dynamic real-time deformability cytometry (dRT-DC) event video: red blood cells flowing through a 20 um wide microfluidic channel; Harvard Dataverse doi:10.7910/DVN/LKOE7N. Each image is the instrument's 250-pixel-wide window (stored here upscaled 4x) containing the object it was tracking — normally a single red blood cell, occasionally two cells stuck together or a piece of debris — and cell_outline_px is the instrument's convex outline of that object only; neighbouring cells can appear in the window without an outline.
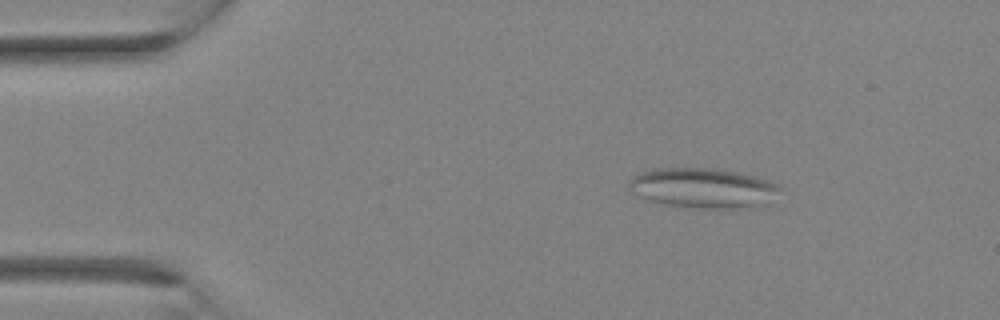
{"species": "Egyptian fruit bat (a non-hibernating species)", "species_latin": "Rousettus aegyptiacus", "temperature_condition": "room temperature", "stored_images_in_passage": 28, "camera_frame_rate_fps": 3000, "um_per_image_px": 0.085, "animal": {"sex": "female"}, "frame": {"image": 1, "passage_image": 1, "time_ms": 0.0, "image_size_px": [1000, 320], "cell_outline_px": [[780, 188], [768, 204], [756, 208], [692, 208], [660, 204], [636, 196], [628, 188], [628, 184], [632, 176], [640, 172], [656, 168], [712, 168], [740, 172], [768, 180], [776, 184]], "centroid_in_image_um": [59.73, 15.99], "position_along_channel_um": 25.3, "area_um2": 35.66}}
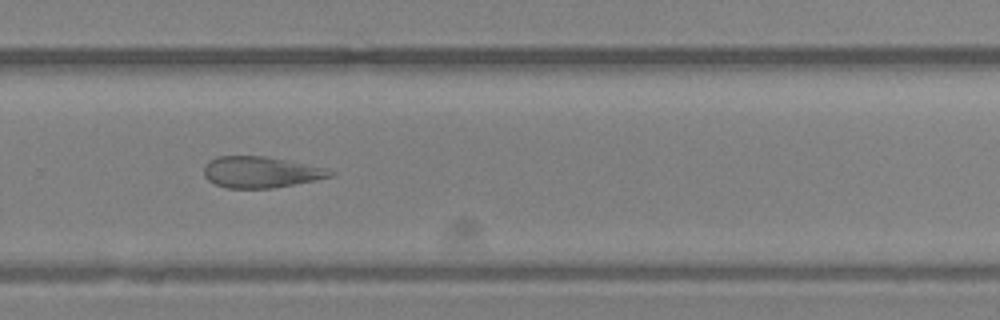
{"frame": {"image": 2, "passage_image": 18, "time_ms": 5.667, "image_size_px": [1000, 320], "cell_outline_px": [[336, 172], [332, 176], [316, 180], [272, 188], [228, 188], [216, 184], [208, 180], [204, 176], [204, 164], [208, 160], [216, 156], [264, 156], [324, 168]], "centroid_in_image_um": [22.11, 14.63], "position_along_channel_um": 307.7, "area_um2": 22.77}}
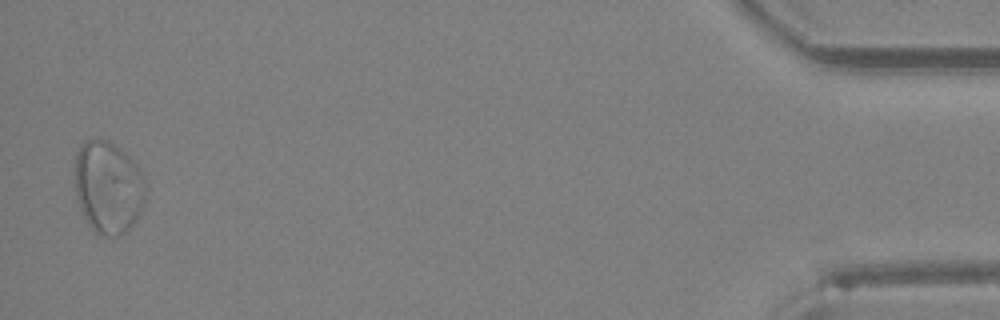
{"frame": {"image": 3, "passage_image": 28, "time_ms": 9.0, "image_size_px": [1000, 320], "cell_outline_px": [[148, 188], [144, 204], [128, 232], [120, 236], [100, 236], [88, 224], [80, 208], [76, 196], [76, 152], [80, 144], [84, 140], [100, 136], [108, 140], [120, 148], [140, 168], [144, 176]], "centroid_in_image_um": [9.22, 15.9], "position_along_channel_um": 426.0, "area_um2": 38.9}}